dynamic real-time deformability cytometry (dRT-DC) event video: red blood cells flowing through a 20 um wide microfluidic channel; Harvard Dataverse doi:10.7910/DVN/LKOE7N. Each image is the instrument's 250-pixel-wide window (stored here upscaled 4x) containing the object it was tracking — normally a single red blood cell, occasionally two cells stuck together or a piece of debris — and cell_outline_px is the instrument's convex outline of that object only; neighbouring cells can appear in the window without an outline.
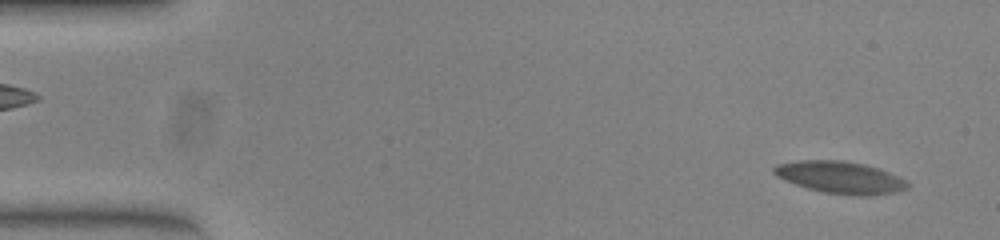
{"species": "common noctule bat (a hibernating species)", "species_latin": "Nyctalus noctula", "temperature_condition": "warm", "stored_images_in_passage": 54, "camera_frame_rate_fps": 3000, "um_per_image_px": 0.085, "animal": {"sex": "female", "body_mass_g": 23.0, "forearm_length_mm": 53.4}, "frame": {"image": 1, "passage_image": 3, "time_ms": 0.667, "image_size_px": [1000, 240], "cell_outline_px": [[908, 188], [896, 192], [864, 196], [860, 196], [824, 192], [808, 188], [796, 184], [776, 176], [772, 172], [772, 168], [776, 164], [800, 160], [840, 160], [864, 164], [888, 172], [904, 180], [908, 184]], "centroid_in_image_um": [71.38, 15.07], "position_along_channel_um": 13.6, "area_um2": 24.62}}
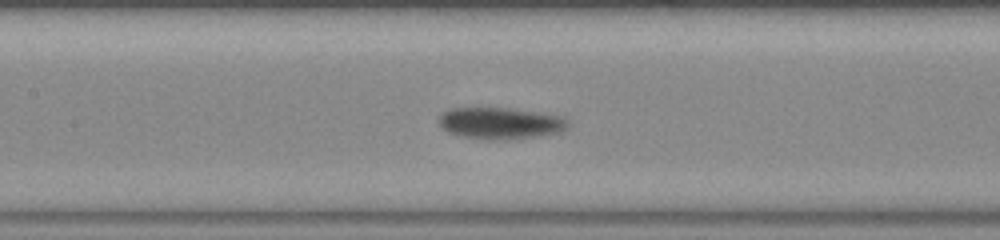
{"frame": {"image": 2, "passage_image": 25, "time_ms": 8.0, "image_size_px": [1000, 240], "cell_outline_px": [[568, 128], [560, 132], [540, 136], [464, 136], [448, 132], [440, 124], [440, 116], [444, 112], [452, 108], [504, 108], [560, 116], [568, 120]], "centroid_in_image_um": [42.56, 10.42], "position_along_channel_um": 164.8, "area_um2": 22.08}}
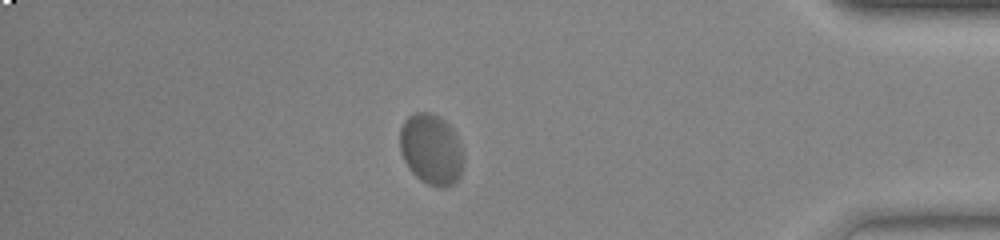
{"frame": {"image": 3, "passage_image": 47, "time_ms": 15.333, "image_size_px": [1000, 240], "cell_outline_px": [[460, 176], [452, 184], [444, 188], [440, 188], [428, 184], [420, 180], [408, 168], [400, 152], [400, 128], [404, 120], [408, 116], [416, 112], [428, 112], [440, 116], [452, 128], [456, 136], [460, 148]], "centroid_in_image_um": [36.59, 12.68], "position_along_channel_um": 398.6, "area_um2": 25.89}, "authors_computed_cell_mechanics": {"area_um2": 23.4957, "velocity_mm_per_s": 3.7091, "shape_relaxation_time_tau1_ms": 3.2436, "shape_relaxation_time_tau2_ms": null, "deformation_change_tau1": 0.1052, "deformation_change_tau2": null}}